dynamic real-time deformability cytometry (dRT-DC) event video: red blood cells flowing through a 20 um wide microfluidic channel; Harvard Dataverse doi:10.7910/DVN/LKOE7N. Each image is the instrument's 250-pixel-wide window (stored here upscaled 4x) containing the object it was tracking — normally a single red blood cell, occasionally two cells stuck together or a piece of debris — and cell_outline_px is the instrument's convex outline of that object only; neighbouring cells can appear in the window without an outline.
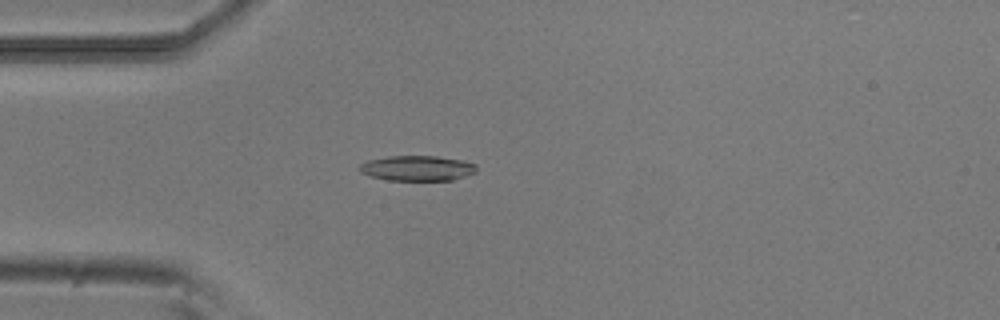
{"species": "common noctule bat (a hibernating species)", "species_latin": "Nyctalus noctula", "temperature_condition": "room temperature", "stored_images_in_passage": 53, "camera_frame_rate_fps": 3000, "um_per_image_px": 0.085, "animal": {"sex": "male", "body_mass_g": 20.5, "forearm_length_mm": 52.5}, "frame": {"image": 1, "passage_image": 15, "time_ms": 4.667, "image_size_px": [1000, 320], "cell_outline_px": [[476, 172], [452, 180], [388, 180], [372, 176], [360, 172], [360, 164], [368, 160], [388, 156], [436, 156], [460, 160], [476, 164]], "centroid_in_image_um": [35.46, 14.29], "position_along_channel_um": 49.5, "area_um2": 16.99}}
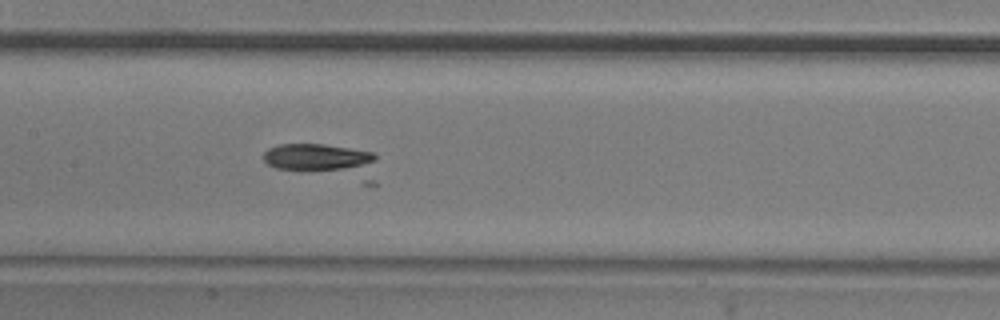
{"frame": {"image": 2, "passage_image": 26, "time_ms": 8.333, "image_size_px": [1000, 320], "cell_outline_px": [[380, 184], [360, 184], [276, 168], [268, 164], [264, 160], [264, 152], [268, 148], [280, 144], [324, 144], [372, 152], [376, 156]], "centroid_in_image_um": [27.68, 13.77], "position_along_channel_um": 179.7, "area_um2": 24.22}}
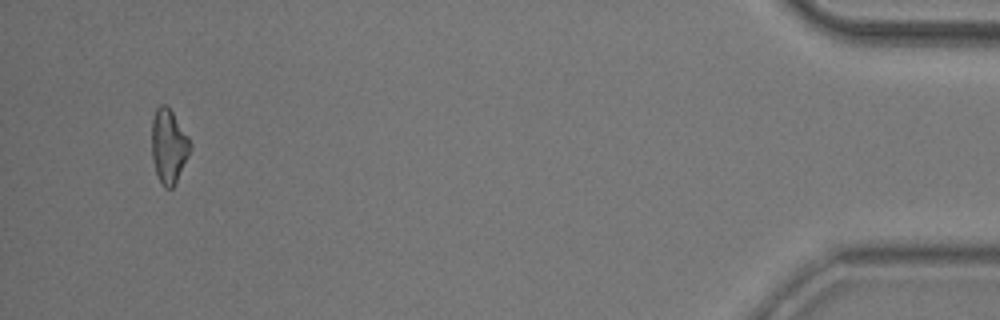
{"frame": {"image": 3, "passage_image": 51, "time_ms": 16.667, "image_size_px": [1000, 320], "cell_outline_px": [[192, 148], [176, 184], [172, 188], [164, 188], [156, 172], [152, 160], [152, 120], [156, 108], [160, 104], [164, 104], [172, 112], [188, 136], [192, 144]], "centroid_in_image_um": [14.35, 12.44], "position_along_channel_um": 420.8, "area_um2": 16.65}}